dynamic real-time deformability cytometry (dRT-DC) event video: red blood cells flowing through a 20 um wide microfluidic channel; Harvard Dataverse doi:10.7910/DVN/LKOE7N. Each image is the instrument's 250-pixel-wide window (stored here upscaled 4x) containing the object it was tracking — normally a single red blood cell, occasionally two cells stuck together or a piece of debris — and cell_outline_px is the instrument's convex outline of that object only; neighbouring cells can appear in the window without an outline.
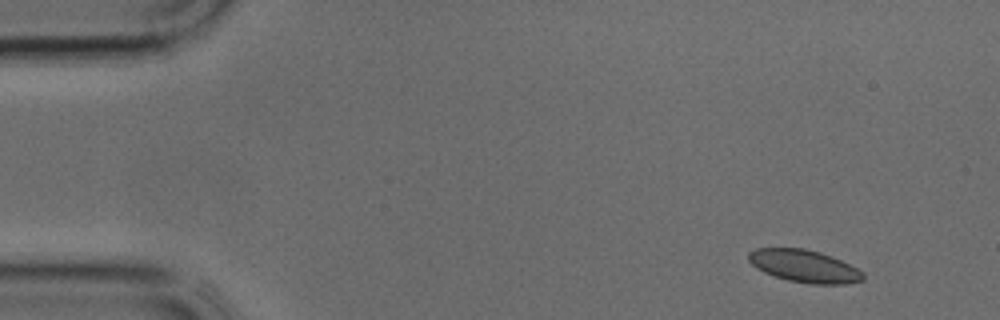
{"species": "common noctule bat (a hibernating species)", "species_latin": "Nyctalus noctula", "temperature_condition": "cold", "stored_images_in_passage": 38, "segment_of_instrument_passage": [1, 2], "camera_frame_rate_fps": 3000, "um_per_image_px": 0.085, "animal": {"sex": "male", "body_mass_g": 17.9, "forearm_length_mm": 54.2}, "frame": {"image": 1, "passage_image": 3, "time_ms": 0.667, "image_size_px": [1000, 320], "cell_outline_px": [[864, 280], [844, 284], [812, 284], [788, 280], [764, 272], [756, 268], [748, 260], [748, 252], [756, 248], [804, 248], [820, 252], [832, 256], [864, 272]], "centroid_in_image_um": [68.36, 22.61], "position_along_channel_um": 16.6, "area_um2": 21.62}}
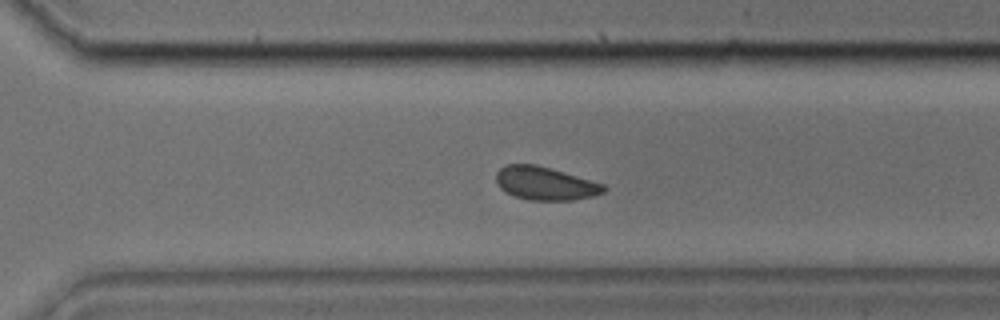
{"frame": {"image": 2, "passage_image": 26, "time_ms": 8.333, "image_size_px": [1000, 320], "cell_outline_px": [[608, 188], [604, 192], [592, 196], [572, 200], [528, 200], [504, 192], [496, 184], [496, 172], [500, 168], [508, 164], [536, 164], [604, 184]], "centroid_in_image_um": [46.31, 15.59], "position_along_channel_um": 324.3, "area_um2": 20.81}}
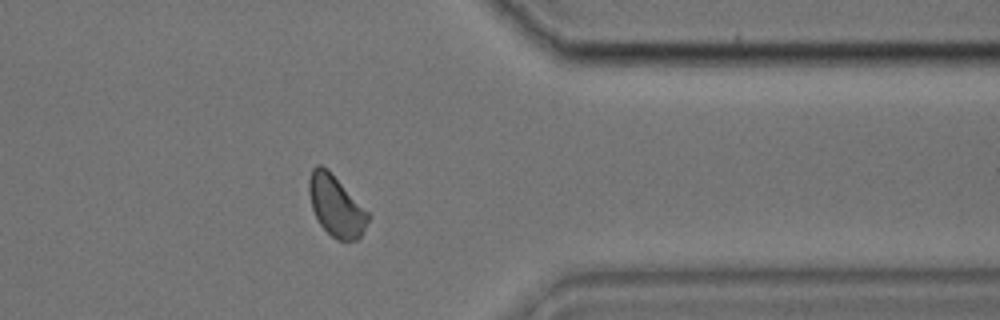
{"frame": {"image": 3, "passage_image": 30, "time_ms": 9.667, "image_size_px": [1000, 320], "cell_outline_px": [[368, 220], [360, 236], [356, 240], [336, 240], [320, 224], [312, 208], [308, 192], [308, 180], [312, 168], [316, 164], [320, 164], [328, 168], [368, 212]], "centroid_in_image_um": [28.52, 17.46], "position_along_channel_um": 382.9, "area_um2": 20.75}}